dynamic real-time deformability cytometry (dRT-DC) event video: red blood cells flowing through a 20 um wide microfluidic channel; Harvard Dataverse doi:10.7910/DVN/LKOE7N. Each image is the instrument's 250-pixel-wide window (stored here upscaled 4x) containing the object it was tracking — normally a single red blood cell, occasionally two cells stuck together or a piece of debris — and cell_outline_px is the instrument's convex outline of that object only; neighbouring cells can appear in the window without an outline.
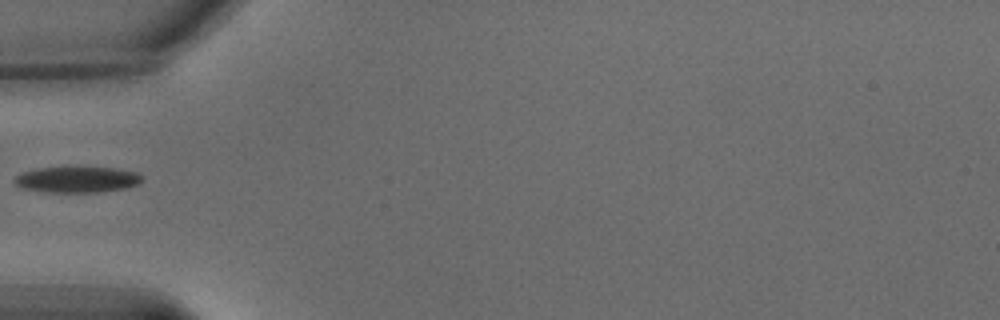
{"species": "common noctule bat (a hibernating species)", "species_latin": "Nyctalus noctula", "temperature_condition": "warm", "stored_images_in_passage": 13, "camera_frame_rate_fps": 3000, "um_per_image_px": 0.085, "animal": {"sex": "male", "body_mass_g": 15.6}, "frame": {"image": 1, "passage_image": 1, "time_ms": 0.0, "image_size_px": [1000, 320], "cell_outline_px": [[144, 180], [140, 184], [128, 188], [100, 192], [48, 192], [24, 188], [16, 184], [12, 180], [20, 172], [36, 168], [68, 164], [116, 168], [136, 172], [144, 176]], "centroid_in_image_um": [6.59, 15.2], "position_along_channel_um": 78.4, "area_um2": 20.52}}